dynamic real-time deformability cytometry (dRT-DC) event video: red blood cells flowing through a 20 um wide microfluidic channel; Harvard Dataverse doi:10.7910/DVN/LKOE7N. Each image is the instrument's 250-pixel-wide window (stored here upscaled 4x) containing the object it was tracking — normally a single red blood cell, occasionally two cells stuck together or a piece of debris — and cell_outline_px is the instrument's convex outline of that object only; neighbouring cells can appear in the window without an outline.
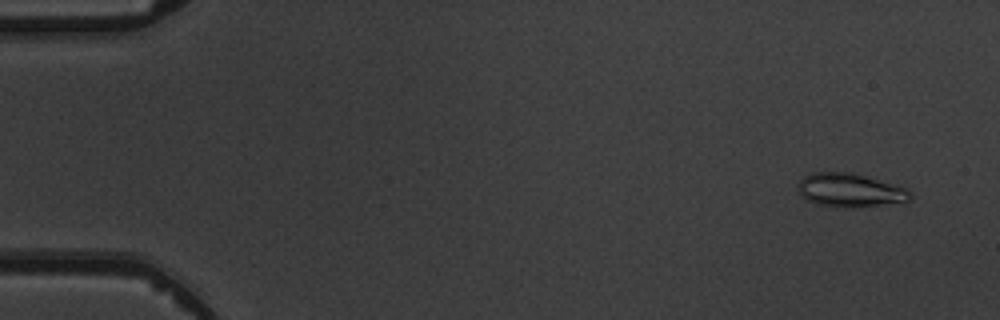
{"species": "common noctule bat (a hibernating species)", "species_latin": "Nyctalus noctula", "temperature_condition": "warm", "stored_images_in_passage": 7, "camera_frame_rate_fps": 3000, "um_per_image_px": 0.085, "animal": {"sex": "male", "body_mass_g": 19.5, "forearm_length_mm": 54.6}, "frame": {"image": 1, "passage_image": 2, "time_ms": 1.0, "image_size_px": [1000, 320], "cell_outline_px": [[912, 196], [908, 200], [880, 204], [816, 204], [808, 200], [800, 192], [800, 180], [804, 176], [812, 172], [852, 172], [904, 188]], "centroid_in_image_um": [72.2, 16.1], "position_along_channel_um": 12.8, "area_um2": 20.29}}
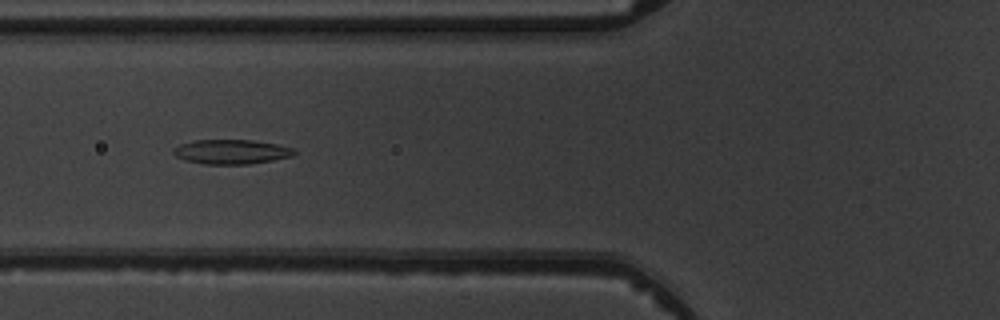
{"frame": {"image": 2, "passage_image": 7, "time_ms": 6.667, "image_size_px": [1000, 320], "cell_outline_px": [[296, 152], [292, 156], [272, 160], [248, 164], [204, 164], [184, 160], [176, 156], [172, 152], [172, 148], [180, 144], [196, 140], [252, 140], [276, 144], [292, 148]], "centroid_in_image_um": [19.62, 12.9], "position_along_channel_um": 106.2, "area_um2": 17.17}}